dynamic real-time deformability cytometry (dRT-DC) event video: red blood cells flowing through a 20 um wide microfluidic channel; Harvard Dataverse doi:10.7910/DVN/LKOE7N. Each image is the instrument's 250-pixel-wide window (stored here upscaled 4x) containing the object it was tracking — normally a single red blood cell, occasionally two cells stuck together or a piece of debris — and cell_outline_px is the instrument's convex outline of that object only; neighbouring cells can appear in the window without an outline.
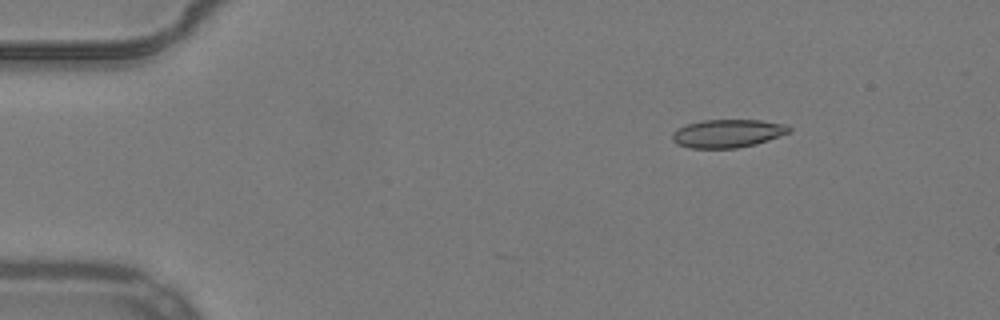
{"species": "common noctule bat (a hibernating species)", "species_latin": "Nyctalus noctula", "temperature_condition": "warm", "stored_images_in_passage": 5, "camera_frame_rate_fps": 3000, "um_per_image_px": 0.085, "animal": {"sex": "male", "body_mass_g": 19.2, "forearm_length_mm": 51.8}, "frame": {"image": 1, "passage_image": 1, "time_ms": 0.0, "image_size_px": [1000, 320], "cell_outline_px": [[792, 132], [756, 144], [736, 148], [688, 148], [676, 144], [672, 140], [672, 132], [676, 128], [688, 124], [704, 120], [760, 120], [784, 124], [792, 128]], "centroid_in_image_um": [61.84, 11.34], "position_along_channel_um": 23.2, "area_um2": 19.31}}